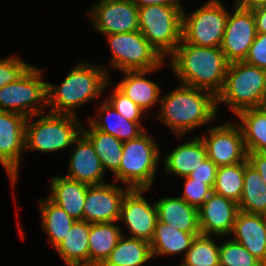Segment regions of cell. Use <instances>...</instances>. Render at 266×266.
Masks as SVG:
<instances>
[{
	"mask_svg": "<svg viewBox=\"0 0 266 266\" xmlns=\"http://www.w3.org/2000/svg\"><path fill=\"white\" fill-rule=\"evenodd\" d=\"M239 211L266 216V186L259 172L249 163L245 166Z\"/></svg>",
	"mask_w": 266,
	"mask_h": 266,
	"instance_id": "4dcf8cb0",
	"label": "cell"
},
{
	"mask_svg": "<svg viewBox=\"0 0 266 266\" xmlns=\"http://www.w3.org/2000/svg\"><path fill=\"white\" fill-rule=\"evenodd\" d=\"M148 189H129L123 197L120 221L127 225L131 238H140L150 242L154 236L158 212L156 204L152 206L142 193Z\"/></svg>",
	"mask_w": 266,
	"mask_h": 266,
	"instance_id": "9a60e30c",
	"label": "cell"
},
{
	"mask_svg": "<svg viewBox=\"0 0 266 266\" xmlns=\"http://www.w3.org/2000/svg\"><path fill=\"white\" fill-rule=\"evenodd\" d=\"M236 115L247 152L266 153V108H248Z\"/></svg>",
	"mask_w": 266,
	"mask_h": 266,
	"instance_id": "4316f807",
	"label": "cell"
},
{
	"mask_svg": "<svg viewBox=\"0 0 266 266\" xmlns=\"http://www.w3.org/2000/svg\"><path fill=\"white\" fill-rule=\"evenodd\" d=\"M238 212L236 202L212 192L198 209L200 233L218 237L231 234Z\"/></svg>",
	"mask_w": 266,
	"mask_h": 266,
	"instance_id": "e0dca14e",
	"label": "cell"
},
{
	"mask_svg": "<svg viewBox=\"0 0 266 266\" xmlns=\"http://www.w3.org/2000/svg\"><path fill=\"white\" fill-rule=\"evenodd\" d=\"M37 116L39 119L32 123L31 117L26 119L25 150L60 151L73 145L84 127L74 115L45 112Z\"/></svg>",
	"mask_w": 266,
	"mask_h": 266,
	"instance_id": "5b68a950",
	"label": "cell"
},
{
	"mask_svg": "<svg viewBox=\"0 0 266 266\" xmlns=\"http://www.w3.org/2000/svg\"><path fill=\"white\" fill-rule=\"evenodd\" d=\"M123 235L114 222L90 223L89 266H101Z\"/></svg>",
	"mask_w": 266,
	"mask_h": 266,
	"instance_id": "484cf974",
	"label": "cell"
},
{
	"mask_svg": "<svg viewBox=\"0 0 266 266\" xmlns=\"http://www.w3.org/2000/svg\"><path fill=\"white\" fill-rule=\"evenodd\" d=\"M234 13L229 12L220 49L226 60L244 61L257 35L252 9L242 7L235 0Z\"/></svg>",
	"mask_w": 266,
	"mask_h": 266,
	"instance_id": "8fae6325",
	"label": "cell"
},
{
	"mask_svg": "<svg viewBox=\"0 0 266 266\" xmlns=\"http://www.w3.org/2000/svg\"><path fill=\"white\" fill-rule=\"evenodd\" d=\"M248 163L255 168L266 186V153L263 152H247Z\"/></svg>",
	"mask_w": 266,
	"mask_h": 266,
	"instance_id": "60d3db41",
	"label": "cell"
},
{
	"mask_svg": "<svg viewBox=\"0 0 266 266\" xmlns=\"http://www.w3.org/2000/svg\"><path fill=\"white\" fill-rule=\"evenodd\" d=\"M220 245L214 243L211 235H198L185 253L181 266H220Z\"/></svg>",
	"mask_w": 266,
	"mask_h": 266,
	"instance_id": "836d02e7",
	"label": "cell"
},
{
	"mask_svg": "<svg viewBox=\"0 0 266 266\" xmlns=\"http://www.w3.org/2000/svg\"><path fill=\"white\" fill-rule=\"evenodd\" d=\"M171 56L173 72L182 85L212 93L221 92L229 62L220 47H203L181 40Z\"/></svg>",
	"mask_w": 266,
	"mask_h": 266,
	"instance_id": "6da1fadb",
	"label": "cell"
},
{
	"mask_svg": "<svg viewBox=\"0 0 266 266\" xmlns=\"http://www.w3.org/2000/svg\"><path fill=\"white\" fill-rule=\"evenodd\" d=\"M207 158V151L200 136L179 145L165 158V171L181 178L187 177Z\"/></svg>",
	"mask_w": 266,
	"mask_h": 266,
	"instance_id": "d4e9b609",
	"label": "cell"
},
{
	"mask_svg": "<svg viewBox=\"0 0 266 266\" xmlns=\"http://www.w3.org/2000/svg\"><path fill=\"white\" fill-rule=\"evenodd\" d=\"M146 132L123 142L120 168L114 175L115 183L121 181L130 189H149L153 185L160 153L157 144Z\"/></svg>",
	"mask_w": 266,
	"mask_h": 266,
	"instance_id": "8992f818",
	"label": "cell"
},
{
	"mask_svg": "<svg viewBox=\"0 0 266 266\" xmlns=\"http://www.w3.org/2000/svg\"><path fill=\"white\" fill-rule=\"evenodd\" d=\"M161 96L160 114L156 118L179 138L217 117L216 97L206 90L180 84L177 89Z\"/></svg>",
	"mask_w": 266,
	"mask_h": 266,
	"instance_id": "7a4b0ae2",
	"label": "cell"
},
{
	"mask_svg": "<svg viewBox=\"0 0 266 266\" xmlns=\"http://www.w3.org/2000/svg\"><path fill=\"white\" fill-rule=\"evenodd\" d=\"M106 36L112 54L110 64L122 72L152 70L165 62L139 30Z\"/></svg>",
	"mask_w": 266,
	"mask_h": 266,
	"instance_id": "30bf717a",
	"label": "cell"
},
{
	"mask_svg": "<svg viewBox=\"0 0 266 266\" xmlns=\"http://www.w3.org/2000/svg\"><path fill=\"white\" fill-rule=\"evenodd\" d=\"M87 12L99 33L118 34L139 30L138 7L131 0H99Z\"/></svg>",
	"mask_w": 266,
	"mask_h": 266,
	"instance_id": "4fadbf2b",
	"label": "cell"
},
{
	"mask_svg": "<svg viewBox=\"0 0 266 266\" xmlns=\"http://www.w3.org/2000/svg\"><path fill=\"white\" fill-rule=\"evenodd\" d=\"M248 160L218 167L213 192L237 204L242 196L245 166Z\"/></svg>",
	"mask_w": 266,
	"mask_h": 266,
	"instance_id": "d6a6232c",
	"label": "cell"
},
{
	"mask_svg": "<svg viewBox=\"0 0 266 266\" xmlns=\"http://www.w3.org/2000/svg\"><path fill=\"white\" fill-rule=\"evenodd\" d=\"M47 107V83L40 69L30 66L20 77L0 88V111H10L26 118L43 114ZM43 109V110H42Z\"/></svg>",
	"mask_w": 266,
	"mask_h": 266,
	"instance_id": "ba28073f",
	"label": "cell"
},
{
	"mask_svg": "<svg viewBox=\"0 0 266 266\" xmlns=\"http://www.w3.org/2000/svg\"><path fill=\"white\" fill-rule=\"evenodd\" d=\"M89 128V130H83L82 127V133L93 145L103 170L109 169L115 175L121 164L123 142L110 134L95 129L90 123Z\"/></svg>",
	"mask_w": 266,
	"mask_h": 266,
	"instance_id": "f546056e",
	"label": "cell"
},
{
	"mask_svg": "<svg viewBox=\"0 0 266 266\" xmlns=\"http://www.w3.org/2000/svg\"><path fill=\"white\" fill-rule=\"evenodd\" d=\"M183 178H185V189L180 197L191 206L199 209L211 195L213 188L206 182L195 181L188 176Z\"/></svg>",
	"mask_w": 266,
	"mask_h": 266,
	"instance_id": "8d00e7d4",
	"label": "cell"
},
{
	"mask_svg": "<svg viewBox=\"0 0 266 266\" xmlns=\"http://www.w3.org/2000/svg\"><path fill=\"white\" fill-rule=\"evenodd\" d=\"M90 223L76 221L54 249L67 266H89Z\"/></svg>",
	"mask_w": 266,
	"mask_h": 266,
	"instance_id": "cb8c5ba5",
	"label": "cell"
},
{
	"mask_svg": "<svg viewBox=\"0 0 266 266\" xmlns=\"http://www.w3.org/2000/svg\"><path fill=\"white\" fill-rule=\"evenodd\" d=\"M232 235L254 257L266 266V216L239 211Z\"/></svg>",
	"mask_w": 266,
	"mask_h": 266,
	"instance_id": "d6986e66",
	"label": "cell"
},
{
	"mask_svg": "<svg viewBox=\"0 0 266 266\" xmlns=\"http://www.w3.org/2000/svg\"><path fill=\"white\" fill-rule=\"evenodd\" d=\"M266 101V70L244 61L228 65L216 105L227 103L235 114L248 108L263 107Z\"/></svg>",
	"mask_w": 266,
	"mask_h": 266,
	"instance_id": "277c9868",
	"label": "cell"
},
{
	"mask_svg": "<svg viewBox=\"0 0 266 266\" xmlns=\"http://www.w3.org/2000/svg\"><path fill=\"white\" fill-rule=\"evenodd\" d=\"M244 62L266 70V33H257Z\"/></svg>",
	"mask_w": 266,
	"mask_h": 266,
	"instance_id": "f35d334b",
	"label": "cell"
},
{
	"mask_svg": "<svg viewBox=\"0 0 266 266\" xmlns=\"http://www.w3.org/2000/svg\"><path fill=\"white\" fill-rule=\"evenodd\" d=\"M106 100L127 120L134 122L141 121V116L145 111L129 99L117 87H115V90H113L112 94L107 97Z\"/></svg>",
	"mask_w": 266,
	"mask_h": 266,
	"instance_id": "d590c367",
	"label": "cell"
},
{
	"mask_svg": "<svg viewBox=\"0 0 266 266\" xmlns=\"http://www.w3.org/2000/svg\"><path fill=\"white\" fill-rule=\"evenodd\" d=\"M220 0H209L192 13L182 12V40L203 47H220L228 19Z\"/></svg>",
	"mask_w": 266,
	"mask_h": 266,
	"instance_id": "9c48e42d",
	"label": "cell"
},
{
	"mask_svg": "<svg viewBox=\"0 0 266 266\" xmlns=\"http://www.w3.org/2000/svg\"><path fill=\"white\" fill-rule=\"evenodd\" d=\"M99 105V112H97V118H99H89V123L95 129L110 134L122 142L137 138L145 131L142 123L127 120L107 100Z\"/></svg>",
	"mask_w": 266,
	"mask_h": 266,
	"instance_id": "603a6c76",
	"label": "cell"
},
{
	"mask_svg": "<svg viewBox=\"0 0 266 266\" xmlns=\"http://www.w3.org/2000/svg\"><path fill=\"white\" fill-rule=\"evenodd\" d=\"M242 7L254 9L266 5V0H236Z\"/></svg>",
	"mask_w": 266,
	"mask_h": 266,
	"instance_id": "ee69618b",
	"label": "cell"
},
{
	"mask_svg": "<svg viewBox=\"0 0 266 266\" xmlns=\"http://www.w3.org/2000/svg\"><path fill=\"white\" fill-rule=\"evenodd\" d=\"M26 117L0 111V163L6 169L14 189L19 173L22 150L25 149Z\"/></svg>",
	"mask_w": 266,
	"mask_h": 266,
	"instance_id": "5bb4252c",
	"label": "cell"
},
{
	"mask_svg": "<svg viewBox=\"0 0 266 266\" xmlns=\"http://www.w3.org/2000/svg\"><path fill=\"white\" fill-rule=\"evenodd\" d=\"M200 234H190L165 223L157 221L155 232L150 241L152 257L156 255H174L190 249L193 239Z\"/></svg>",
	"mask_w": 266,
	"mask_h": 266,
	"instance_id": "f1b7e54d",
	"label": "cell"
},
{
	"mask_svg": "<svg viewBox=\"0 0 266 266\" xmlns=\"http://www.w3.org/2000/svg\"><path fill=\"white\" fill-rule=\"evenodd\" d=\"M31 65L13 55L0 60V88L14 82Z\"/></svg>",
	"mask_w": 266,
	"mask_h": 266,
	"instance_id": "74e56055",
	"label": "cell"
},
{
	"mask_svg": "<svg viewBox=\"0 0 266 266\" xmlns=\"http://www.w3.org/2000/svg\"><path fill=\"white\" fill-rule=\"evenodd\" d=\"M106 68L101 65L80 63L56 86L47 83V105L51 113L74 115L75 109L99 96L110 85Z\"/></svg>",
	"mask_w": 266,
	"mask_h": 266,
	"instance_id": "3957f363",
	"label": "cell"
},
{
	"mask_svg": "<svg viewBox=\"0 0 266 266\" xmlns=\"http://www.w3.org/2000/svg\"><path fill=\"white\" fill-rule=\"evenodd\" d=\"M42 228L47 233L52 247H56L76 222L68 213L49 198L39 200Z\"/></svg>",
	"mask_w": 266,
	"mask_h": 266,
	"instance_id": "1f68e13d",
	"label": "cell"
},
{
	"mask_svg": "<svg viewBox=\"0 0 266 266\" xmlns=\"http://www.w3.org/2000/svg\"><path fill=\"white\" fill-rule=\"evenodd\" d=\"M122 235L101 266H141L151 260L150 242Z\"/></svg>",
	"mask_w": 266,
	"mask_h": 266,
	"instance_id": "83f0119b",
	"label": "cell"
},
{
	"mask_svg": "<svg viewBox=\"0 0 266 266\" xmlns=\"http://www.w3.org/2000/svg\"><path fill=\"white\" fill-rule=\"evenodd\" d=\"M160 67L152 70L123 71L125 77L116 86L135 104L147 112L148 108L161 99V86L154 81L145 78L146 74L157 71ZM159 99V100H158Z\"/></svg>",
	"mask_w": 266,
	"mask_h": 266,
	"instance_id": "7402d4cb",
	"label": "cell"
},
{
	"mask_svg": "<svg viewBox=\"0 0 266 266\" xmlns=\"http://www.w3.org/2000/svg\"><path fill=\"white\" fill-rule=\"evenodd\" d=\"M220 266H265L239 242L227 240L219 248Z\"/></svg>",
	"mask_w": 266,
	"mask_h": 266,
	"instance_id": "e575fe53",
	"label": "cell"
},
{
	"mask_svg": "<svg viewBox=\"0 0 266 266\" xmlns=\"http://www.w3.org/2000/svg\"><path fill=\"white\" fill-rule=\"evenodd\" d=\"M217 169L218 166L211 159L206 158L188 177L195 181L206 182L213 188Z\"/></svg>",
	"mask_w": 266,
	"mask_h": 266,
	"instance_id": "ab89813d",
	"label": "cell"
},
{
	"mask_svg": "<svg viewBox=\"0 0 266 266\" xmlns=\"http://www.w3.org/2000/svg\"><path fill=\"white\" fill-rule=\"evenodd\" d=\"M135 6L141 8L146 5L182 6L180 0H131Z\"/></svg>",
	"mask_w": 266,
	"mask_h": 266,
	"instance_id": "7bdbcfd3",
	"label": "cell"
},
{
	"mask_svg": "<svg viewBox=\"0 0 266 266\" xmlns=\"http://www.w3.org/2000/svg\"><path fill=\"white\" fill-rule=\"evenodd\" d=\"M74 144L76 147L70 157L69 174L64 177L88 185L106 183L103 179L106 172L90 140L81 132Z\"/></svg>",
	"mask_w": 266,
	"mask_h": 266,
	"instance_id": "ac0fdd59",
	"label": "cell"
},
{
	"mask_svg": "<svg viewBox=\"0 0 266 266\" xmlns=\"http://www.w3.org/2000/svg\"><path fill=\"white\" fill-rule=\"evenodd\" d=\"M130 188L113 184L88 185L83 221L88 223L116 222L120 219L123 197Z\"/></svg>",
	"mask_w": 266,
	"mask_h": 266,
	"instance_id": "2e32d148",
	"label": "cell"
},
{
	"mask_svg": "<svg viewBox=\"0 0 266 266\" xmlns=\"http://www.w3.org/2000/svg\"><path fill=\"white\" fill-rule=\"evenodd\" d=\"M257 33H266V5L252 9Z\"/></svg>",
	"mask_w": 266,
	"mask_h": 266,
	"instance_id": "b9f144b4",
	"label": "cell"
},
{
	"mask_svg": "<svg viewBox=\"0 0 266 266\" xmlns=\"http://www.w3.org/2000/svg\"><path fill=\"white\" fill-rule=\"evenodd\" d=\"M158 221L190 234H201L199 229L198 209L181 197H167L156 203Z\"/></svg>",
	"mask_w": 266,
	"mask_h": 266,
	"instance_id": "44dd1931",
	"label": "cell"
},
{
	"mask_svg": "<svg viewBox=\"0 0 266 266\" xmlns=\"http://www.w3.org/2000/svg\"><path fill=\"white\" fill-rule=\"evenodd\" d=\"M182 6L146 5L138 8L139 31L165 59L182 40Z\"/></svg>",
	"mask_w": 266,
	"mask_h": 266,
	"instance_id": "52a82bcc",
	"label": "cell"
},
{
	"mask_svg": "<svg viewBox=\"0 0 266 266\" xmlns=\"http://www.w3.org/2000/svg\"><path fill=\"white\" fill-rule=\"evenodd\" d=\"M50 185L52 193L48 198L74 220L82 221L88 184L60 175L52 177Z\"/></svg>",
	"mask_w": 266,
	"mask_h": 266,
	"instance_id": "ffe728a7",
	"label": "cell"
},
{
	"mask_svg": "<svg viewBox=\"0 0 266 266\" xmlns=\"http://www.w3.org/2000/svg\"><path fill=\"white\" fill-rule=\"evenodd\" d=\"M200 138L205 144L207 158L218 167L247 160V150L238 123L226 122L209 128L208 136L203 135Z\"/></svg>",
	"mask_w": 266,
	"mask_h": 266,
	"instance_id": "7c38bea8",
	"label": "cell"
}]
</instances>
